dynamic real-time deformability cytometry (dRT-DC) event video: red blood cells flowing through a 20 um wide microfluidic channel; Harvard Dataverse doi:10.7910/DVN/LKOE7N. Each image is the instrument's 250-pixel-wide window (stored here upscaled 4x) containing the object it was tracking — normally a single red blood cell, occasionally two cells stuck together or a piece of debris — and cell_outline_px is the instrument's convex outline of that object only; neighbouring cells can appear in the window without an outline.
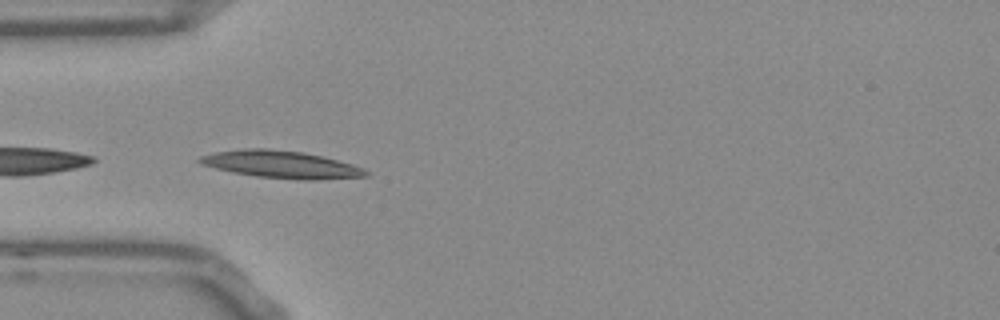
{"species": "Egyptian fruit bat (a non-hibernating species)", "species_latin": "Rousettus aegyptiacus", "temperature_condition": "room temperature", "stored_images_in_passage": 4, "camera_frame_rate_fps": 3000, "um_per_image_px": 0.085, "frame": {"image": 1, "passage_image": 1, "time_ms": 0.0, "image_size_px": [1000, 320], "cell_outline_px": [[368, 176], [316, 180], [300, 180], [256, 176], [232, 172], [200, 164], [196, 160], [200, 156], [216, 152], [244, 148], [268, 148], [304, 152], [352, 164], [364, 168], [368, 172]], "centroid_in_image_um": [23.89, 13.98], "position_along_channel_um": 61.1, "area_um2": 26.47}}